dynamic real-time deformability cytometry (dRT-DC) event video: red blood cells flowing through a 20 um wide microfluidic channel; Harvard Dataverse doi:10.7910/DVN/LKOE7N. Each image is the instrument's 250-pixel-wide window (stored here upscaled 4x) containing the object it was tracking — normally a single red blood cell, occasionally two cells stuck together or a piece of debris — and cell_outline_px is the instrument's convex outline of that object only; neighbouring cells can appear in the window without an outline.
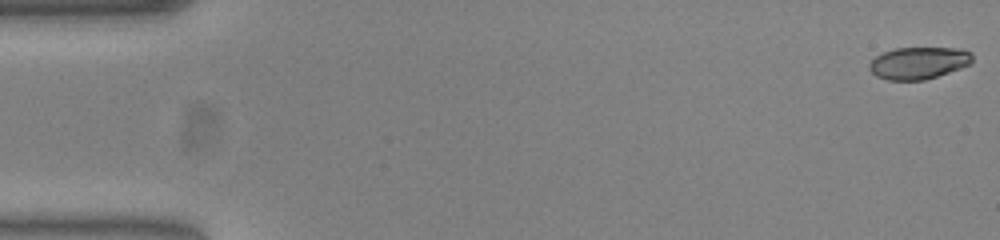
{"species": "common noctule bat (a hibernating species)", "species_latin": "Nyctalus noctula", "temperature_condition": "warm", "stored_images_in_passage": 53, "camera_frame_rate_fps": 3000, "um_per_image_px": 0.085, "animal": {"sex": "female", "body_mass_g": 23.0, "forearm_length_mm": 53.4}, "frame": {"image": 1, "passage_image": 1, "time_ms": 0.0, "image_size_px": [1000, 240], "cell_outline_px": [[972, 60], [968, 64], [960, 68], [924, 80], [888, 80], [876, 76], [868, 68], [868, 64], [876, 56], [884, 52], [896, 48], [960, 48], [972, 52]], "centroid_in_image_um": [78.06, 5.35], "position_along_channel_um": 6.9, "area_um2": 19.13}}
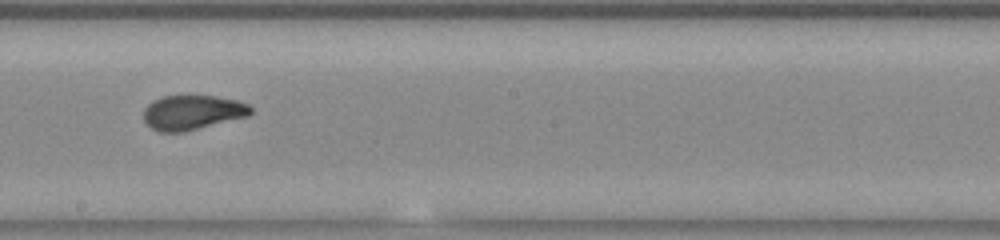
{"frame": {"image": 2, "passage_image": 30, "time_ms": 9.667, "image_size_px": [1000, 240], "cell_outline_px": [[252, 112], [248, 116], [184, 132], [160, 132], [152, 128], [144, 120], [144, 108], [152, 100], [160, 96], [216, 96], [236, 100], [248, 104], [252, 108]], "centroid_in_image_um": [16.34, 9.55], "position_along_channel_um": 231.9, "area_um2": 21.62}}
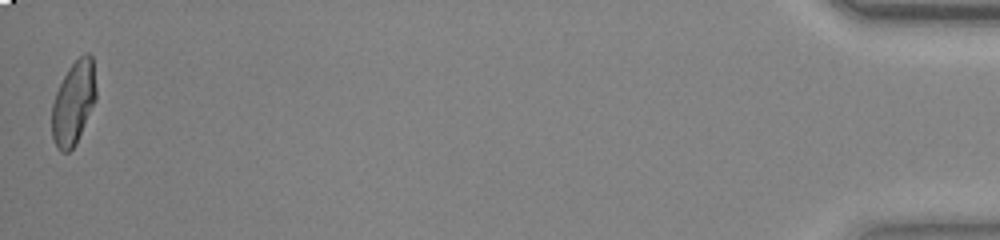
{"frame": {"image": 3, "passage_image": 53, "time_ms": 17.333, "image_size_px": [1000, 240], "cell_outline_px": [[96, 100], [76, 144], [68, 152], [60, 152], [56, 148], [52, 136], [52, 104], [56, 92], [68, 68], [84, 52], [88, 52], [92, 56], [96, 88]], "centroid_in_image_um": [6.25, 8.75], "position_along_channel_um": 428.9, "area_um2": 21.56}, "authors_computed_cell_mechanics": {"area_um2": 21.7328, "velocity_mm_per_s": 3.8635, "shape_relaxation_time_tau1_ms": null, "shape_relaxation_time_tau2_ms": 0.8748, "deformation_change_tau1": null, "deformation_change_tau2": 0.0631}}